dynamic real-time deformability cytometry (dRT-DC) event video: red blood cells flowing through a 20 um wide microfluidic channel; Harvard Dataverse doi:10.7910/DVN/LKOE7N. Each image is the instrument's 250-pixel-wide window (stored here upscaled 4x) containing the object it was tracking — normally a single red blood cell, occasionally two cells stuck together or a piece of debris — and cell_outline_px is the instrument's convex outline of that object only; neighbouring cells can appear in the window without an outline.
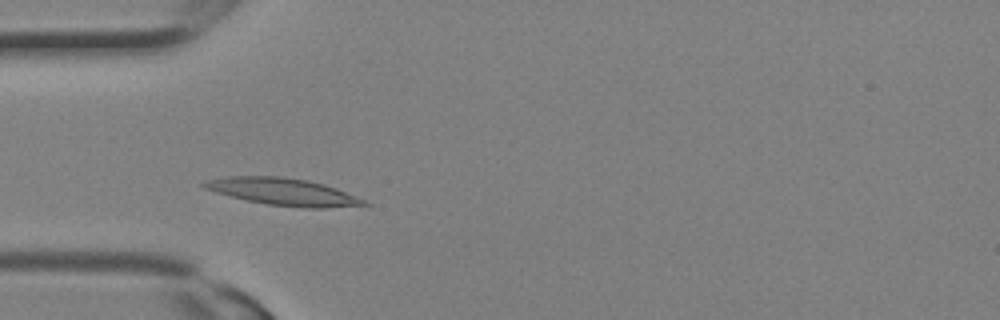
{"species": "Egyptian fruit bat (a non-hibernating species)", "species_latin": "Rousettus aegyptiacus", "temperature_condition": "room temperature", "stored_images_in_passage": 27, "camera_frame_rate_fps": 3000, "um_per_image_px": 0.085, "animal": {"sex": "female"}, "frame": {"image": 1, "passage_image": 6, "time_ms": 1.667, "image_size_px": [1000, 320], "cell_outline_px": [[372, 204], [324, 208], [308, 208], [268, 204], [248, 200], [216, 192], [204, 188], [200, 184], [208, 180], [228, 176], [280, 176], [308, 180], [324, 184], [336, 188], [368, 200]], "centroid_in_image_um": [24.13, 16.29], "position_along_channel_um": 60.9, "area_um2": 25.14}}
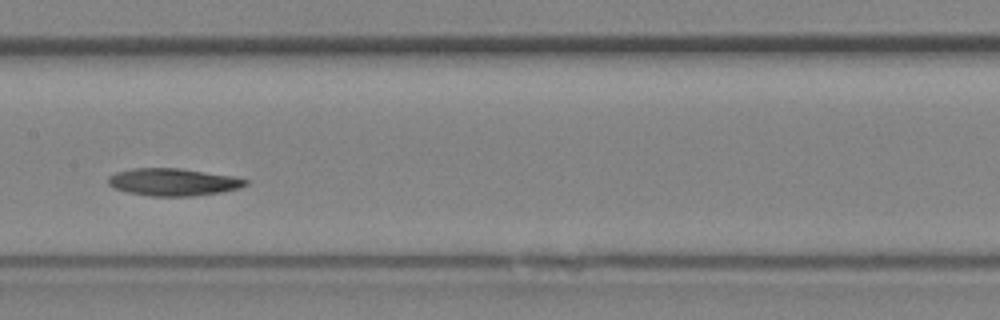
{"frame": {"image": 2, "passage_image": 12, "time_ms": 3.667, "image_size_px": [1000, 320], "cell_outline_px": [[248, 184], [240, 188], [220, 192], [192, 196], [152, 196], [128, 192], [112, 188], [108, 184], [108, 176], [116, 172], [132, 168], [180, 168], [232, 176], [248, 180]], "centroid_in_image_um": [14.69, 15.47], "position_along_channel_um": 192.7, "area_um2": 21.91}}
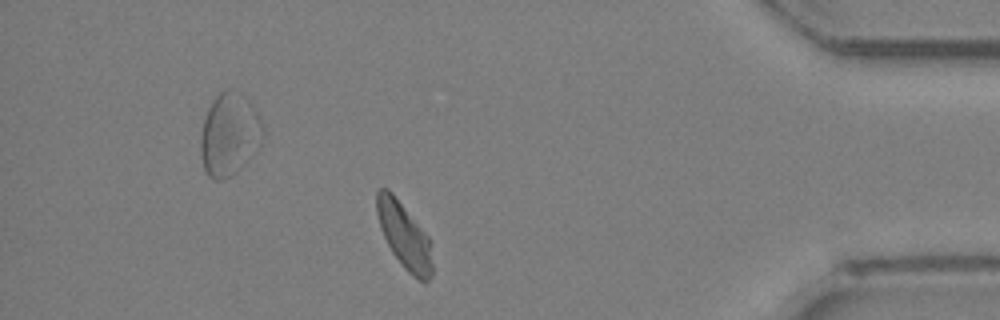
{"frame": {"image": 3, "passage_image": 23, "time_ms": 7.333, "image_size_px": [1000, 320], "cell_outline_px": [[432, 276], [424, 284], [412, 276], [404, 268], [392, 252], [380, 228], [376, 212], [376, 192], [380, 188], [388, 188], [392, 192], [428, 236], [432, 244]], "centroid_in_image_um": [34.37, 20.05], "position_along_channel_um": 400.8, "area_um2": 21.44}}